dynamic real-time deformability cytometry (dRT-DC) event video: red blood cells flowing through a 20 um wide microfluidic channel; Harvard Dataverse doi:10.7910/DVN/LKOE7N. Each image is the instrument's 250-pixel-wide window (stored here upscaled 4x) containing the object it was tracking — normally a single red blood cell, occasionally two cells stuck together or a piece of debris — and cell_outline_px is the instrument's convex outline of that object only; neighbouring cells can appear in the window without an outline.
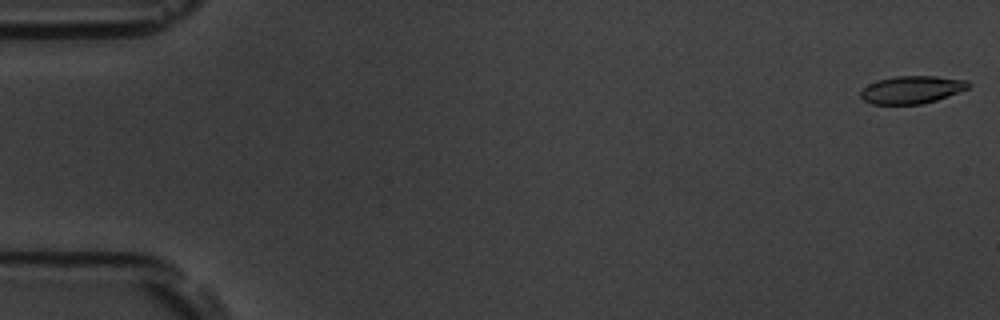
{"species": "common noctule bat (a hibernating species)", "species_latin": "Nyctalus noctula", "temperature_condition": "room temperature", "stored_images_in_passage": 57, "camera_frame_rate_fps": 3000, "um_per_image_px": 0.085, "animal": {"sex": "male", "body_mass_g": 19.5, "forearm_length_mm": 54.6}, "frame": {"image": 1, "passage_image": 1, "time_ms": 0.0, "image_size_px": [1000, 320], "cell_outline_px": [[972, 84], [968, 88], [948, 96], [936, 100], [920, 104], [872, 104], [864, 100], [860, 96], [860, 92], [868, 84], [880, 80], [896, 76], [936, 76], [968, 80]], "centroid_in_image_um": [77.53, 7.62], "position_along_channel_um": 7.5, "area_um2": 17.28}}
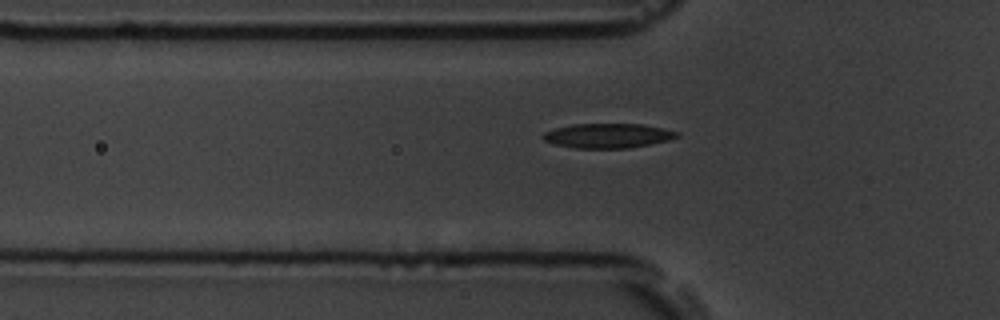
{"frame": {"image": 2, "passage_image": 19, "time_ms": 6.0, "image_size_px": [1000, 320], "cell_outline_px": [[680, 136], [668, 140], [628, 148], [576, 148], [552, 144], [544, 140], [540, 136], [544, 132], [556, 128], [572, 124], [644, 124], [664, 128], [680, 132]], "centroid_in_image_um": [51.66, 11.53], "position_along_channel_um": 74.1, "area_um2": 19.25}}
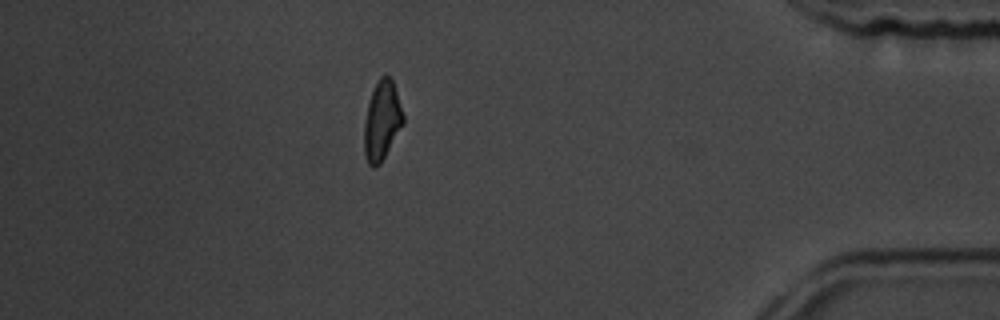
{"frame": {"image": 3, "passage_image": 50, "time_ms": 16.333, "image_size_px": [1000, 320], "cell_outline_px": [[404, 124], [380, 164], [372, 168], [368, 164], [364, 152], [364, 124], [368, 104], [372, 92], [380, 76], [392, 76], [404, 116]], "centroid_in_image_um": [32.48, 10.26], "position_along_channel_um": 402.7, "area_um2": 18.03}, "authors_computed_cell_mechanics": {"area_um2": 18.207, "velocity_mm_per_s": 3.5927, "shape_relaxation_time_tau1_ms": 3.8368, "shape_relaxation_time_tau2_ms": 2.4616, "deformation_change_tau1": 0.1533, "deformation_change_tau2": 0.0983}}